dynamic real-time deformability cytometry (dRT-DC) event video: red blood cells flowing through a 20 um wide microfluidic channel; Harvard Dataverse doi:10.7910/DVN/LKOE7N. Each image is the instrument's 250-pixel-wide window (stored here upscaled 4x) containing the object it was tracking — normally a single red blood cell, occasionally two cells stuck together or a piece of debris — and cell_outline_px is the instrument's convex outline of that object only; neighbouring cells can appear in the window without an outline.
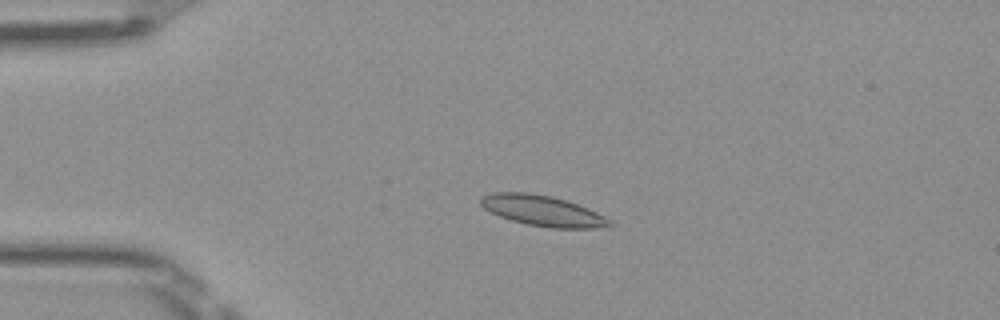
{"species": "Egyptian fruit bat (a non-hibernating species)", "species_latin": "Rousettus aegyptiacus", "temperature_condition": "room temperature", "stored_images_in_passage": 42, "camera_frame_rate_fps": 3000, "um_per_image_px": 0.085, "frame": {"image": 1, "passage_image": 3, "time_ms": 0.667, "image_size_px": [1000, 320], "cell_outline_px": [[616, 224], [596, 228], [552, 228], [528, 224], [512, 220], [500, 216], [484, 208], [480, 204], [480, 196], [492, 192], [528, 192], [552, 196], [588, 208], [612, 220]], "centroid_in_image_um": [46.12, 17.9], "position_along_channel_um": 38.9, "area_um2": 22.89}}
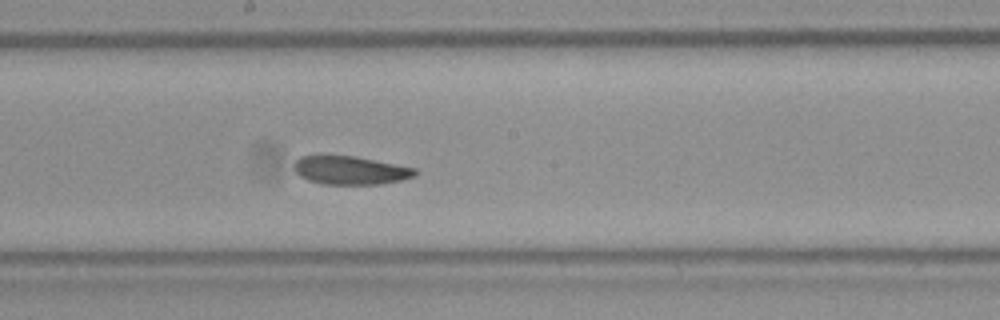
{"frame": {"image": 2, "passage_image": 19, "time_ms": 6.0, "image_size_px": [1000, 320], "cell_outline_px": [[420, 172], [416, 176], [400, 180], [380, 184], [324, 184], [308, 180], [300, 176], [296, 172], [296, 160], [300, 156], [356, 156], [416, 168]], "centroid_in_image_um": [29.85, 14.48], "position_along_channel_um": 218.4, "area_um2": 19.88}}
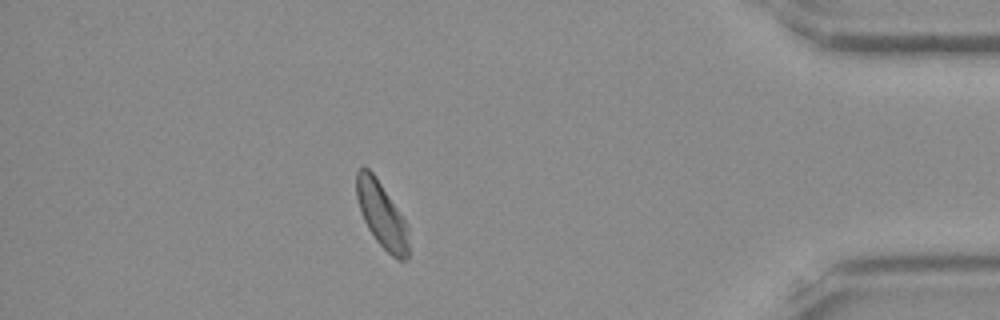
{"frame": {"image": 3, "passage_image": 36, "time_ms": 11.667, "image_size_px": [1000, 320], "cell_outline_px": [[408, 260], [396, 260], [376, 240], [368, 228], [364, 220], [356, 196], [356, 172], [364, 164], [376, 176], [408, 224]], "centroid_in_image_um": [32.45, 18.25], "position_along_channel_um": 402.7, "area_um2": 20.0}, "authors_computed_cell_mechanics": {"area_um2": 21.0103, "velocity_mm_per_s": 3.9884, "shape_relaxation_time_tau1_ms": null, "shape_relaxation_time_tau2_ms": 3.0136, "deformation_change_tau1": null, "deformation_change_tau2": 0.0727}}